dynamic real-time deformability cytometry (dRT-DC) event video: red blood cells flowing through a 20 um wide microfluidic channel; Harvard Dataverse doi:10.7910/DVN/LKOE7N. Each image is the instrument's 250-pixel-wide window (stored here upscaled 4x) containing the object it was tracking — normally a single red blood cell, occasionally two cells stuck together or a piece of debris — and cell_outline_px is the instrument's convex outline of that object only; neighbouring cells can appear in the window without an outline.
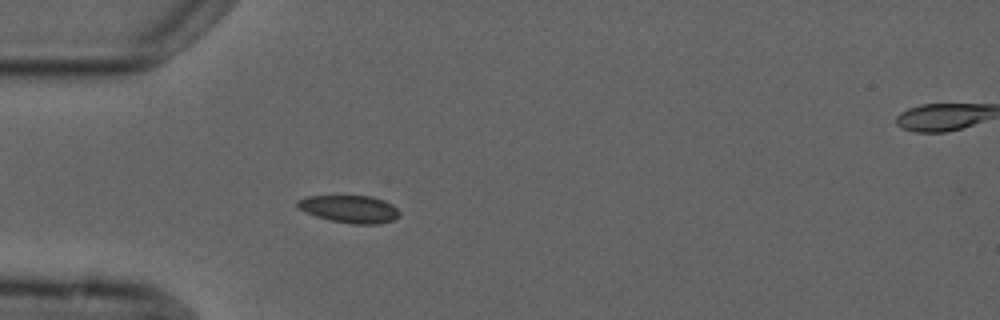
{"species": "common noctule bat (a hibernating species)", "species_latin": "Nyctalus noctula", "temperature_condition": "cold", "stored_images_in_passage": 5, "camera_frame_rate_fps": 3000, "um_per_image_px": 0.085, "animal": {"sex": "male", "forearm_length_mm": 52.5}, "frame": {"image": 1, "passage_image": 4, "time_ms": 4.667, "image_size_px": [1000, 320], "cell_outline_px": [[400, 216], [392, 220], [380, 224], [352, 224], [328, 220], [304, 212], [296, 208], [296, 200], [308, 196], [372, 196], [384, 200], [392, 204], [400, 212]], "centroid_in_image_um": [29.69, 17.77], "position_along_channel_um": 55.3, "area_um2": 16.59}}